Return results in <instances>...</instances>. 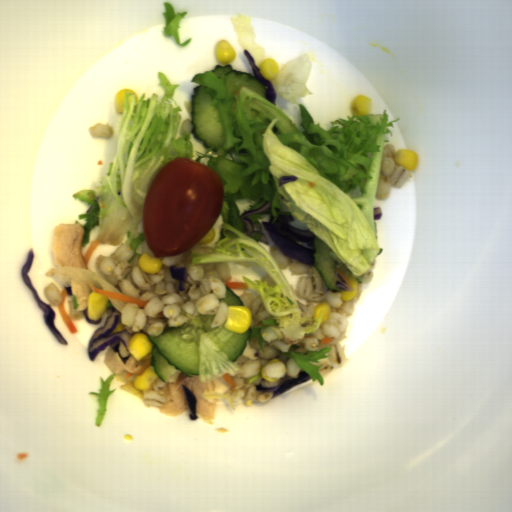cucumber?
Masks as SVG:
<instances>
[{"label": "cucumber", "instance_id": "4", "mask_svg": "<svg viewBox=\"0 0 512 512\" xmlns=\"http://www.w3.org/2000/svg\"><path fill=\"white\" fill-rule=\"evenodd\" d=\"M313 243L315 247L313 267L318 269L328 291L340 292L341 290L335 286L336 281L340 282L335 272L336 267L342 266L336 262L339 259L331 254L332 250L317 236L314 238Z\"/></svg>", "mask_w": 512, "mask_h": 512}, {"label": "cucumber", "instance_id": "5", "mask_svg": "<svg viewBox=\"0 0 512 512\" xmlns=\"http://www.w3.org/2000/svg\"><path fill=\"white\" fill-rule=\"evenodd\" d=\"M224 301L227 306H244L242 299L234 293L227 285H226V298L219 299Z\"/></svg>", "mask_w": 512, "mask_h": 512}, {"label": "cucumber", "instance_id": "2", "mask_svg": "<svg viewBox=\"0 0 512 512\" xmlns=\"http://www.w3.org/2000/svg\"><path fill=\"white\" fill-rule=\"evenodd\" d=\"M204 86L201 84L191 91V135L196 141H202L203 147L216 145L211 152L217 153L225 143V135L220 137L223 126L214 120L219 112L217 105H209L212 101L210 94H203Z\"/></svg>", "mask_w": 512, "mask_h": 512}, {"label": "cucumber", "instance_id": "3", "mask_svg": "<svg viewBox=\"0 0 512 512\" xmlns=\"http://www.w3.org/2000/svg\"><path fill=\"white\" fill-rule=\"evenodd\" d=\"M210 72L218 78L224 75L226 79L225 87L229 92L238 91L242 86H245L262 97H267L265 85L261 81L251 73L234 70L231 62L229 64L224 63L223 66L217 64Z\"/></svg>", "mask_w": 512, "mask_h": 512}, {"label": "cucumber", "instance_id": "1", "mask_svg": "<svg viewBox=\"0 0 512 512\" xmlns=\"http://www.w3.org/2000/svg\"><path fill=\"white\" fill-rule=\"evenodd\" d=\"M189 320L182 326L169 327L159 336H148L152 343L151 364L158 378L164 382L181 371L185 376H199V342L201 333L205 334L234 363L243 354L252 335V327L243 333L226 329L227 321L211 328L216 315H196L184 312Z\"/></svg>", "mask_w": 512, "mask_h": 512}]
</instances>
